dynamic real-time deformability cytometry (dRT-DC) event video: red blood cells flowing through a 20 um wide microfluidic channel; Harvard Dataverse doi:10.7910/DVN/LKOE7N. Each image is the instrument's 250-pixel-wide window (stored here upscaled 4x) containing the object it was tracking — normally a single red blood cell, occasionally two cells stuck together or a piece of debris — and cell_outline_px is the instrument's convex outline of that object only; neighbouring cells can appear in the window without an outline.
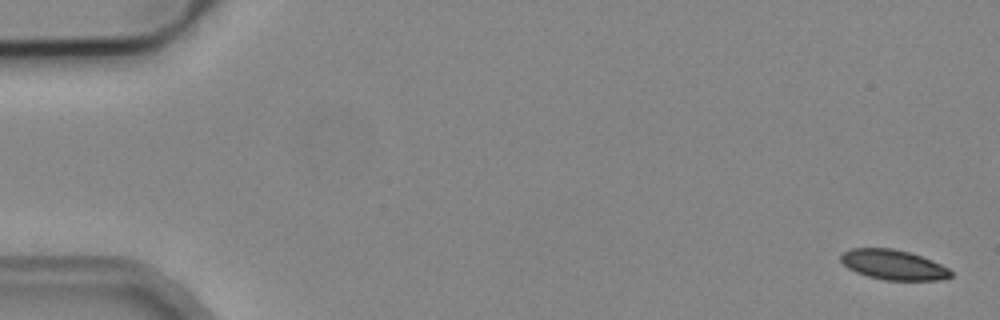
{"species": "common noctule bat (a hibernating species)", "species_latin": "Nyctalus noctula", "temperature_condition": "cold", "stored_images_in_passage": 17, "camera_frame_rate_fps": 3000, "um_per_image_px": 0.085, "animal": {"sex": "male", "body_mass_g": 19.2, "forearm_length_mm": 51.8}, "frame": {"image": 1, "passage_image": 1, "time_ms": 0.0, "image_size_px": [1000, 320], "cell_outline_px": [[952, 276], [940, 280], [884, 280], [868, 276], [856, 272], [848, 268], [840, 260], [840, 252], [852, 248], [892, 248], [908, 252], [932, 260], [948, 268], [952, 272]], "centroid_in_image_um": [75.91, 22.5], "position_along_channel_um": 9.1, "area_um2": 19.19}}